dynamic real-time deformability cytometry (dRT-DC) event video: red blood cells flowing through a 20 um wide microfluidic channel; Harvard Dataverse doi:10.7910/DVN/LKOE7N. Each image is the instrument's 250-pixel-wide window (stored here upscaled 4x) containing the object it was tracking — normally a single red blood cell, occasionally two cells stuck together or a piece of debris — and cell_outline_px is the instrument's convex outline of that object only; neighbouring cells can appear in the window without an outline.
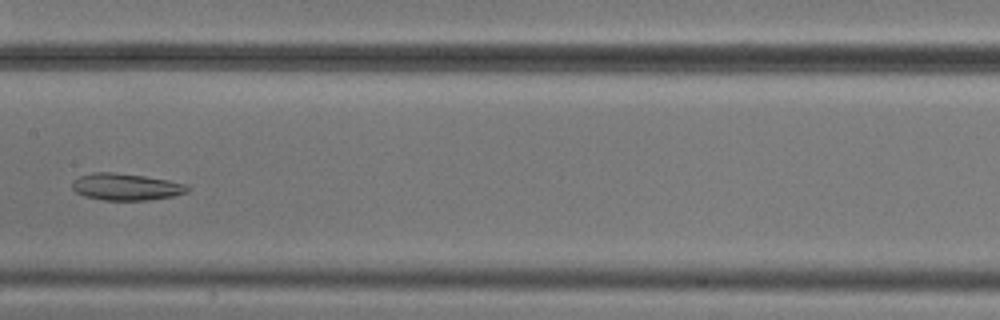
{"species": "common noctule bat (a hibernating species)", "species_latin": "Nyctalus noctula", "temperature_condition": "cold", "stored_images_in_passage": 10, "camera_frame_rate_fps": 3000, "um_per_image_px": 0.085, "animal": {"sex": "male", "body_mass_g": 20.5, "forearm_length_mm": 52.5}, "frame": {"image": 1, "passage_image": 7, "time_ms": 8.0, "image_size_px": [1000, 320], "cell_outline_px": [[192, 188], [188, 192], [172, 196], [148, 200], [104, 200], [84, 196], [76, 192], [72, 188], [72, 184], [80, 176], [92, 172], [112, 172], [144, 176], [168, 180], [188, 184]], "centroid_in_image_um": [10.76, 15.88], "position_along_channel_um": 196.6, "area_um2": 18.03}}
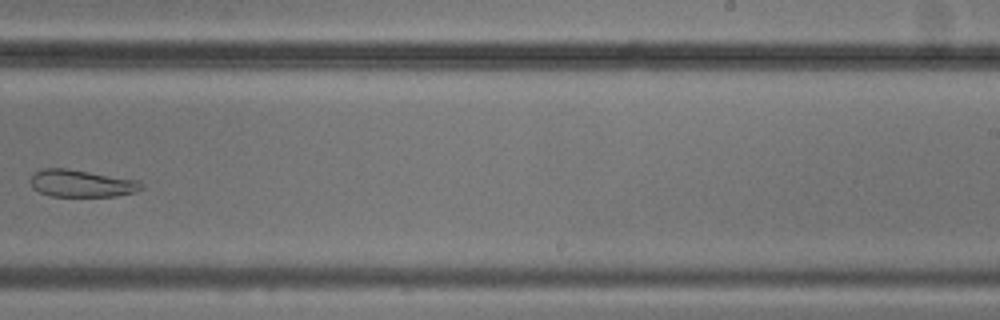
{"frame": {"image": 2, "passage_image": 9, "time_ms": 10.333, "image_size_px": [1000, 320], "cell_outline_px": [[144, 188], [136, 192], [116, 196], [52, 196], [40, 192], [32, 188], [28, 180], [32, 172], [44, 168], [68, 168], [136, 180], [144, 184]], "centroid_in_image_um": [6.88, 15.58], "position_along_channel_um": 282.1, "area_um2": 17.8}}
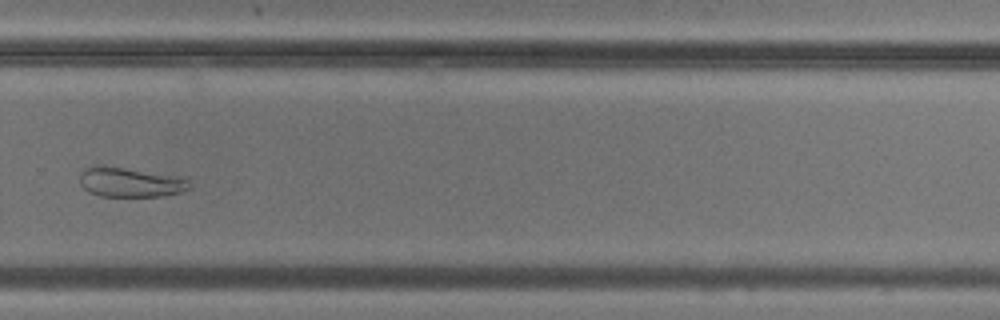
{"frame": {"image": 3, "passage_image": 10, "time_ms": 11.333, "image_size_px": [1000, 320], "cell_outline_px": [[192, 188], [180, 192], [164, 196], [100, 196], [88, 192], [80, 184], [80, 172], [84, 168], [96, 164], [104, 164], [168, 176], [188, 180], [192, 184]], "centroid_in_image_um": [10.98, 15.49], "position_along_channel_um": 318.8, "area_um2": 18.84}}